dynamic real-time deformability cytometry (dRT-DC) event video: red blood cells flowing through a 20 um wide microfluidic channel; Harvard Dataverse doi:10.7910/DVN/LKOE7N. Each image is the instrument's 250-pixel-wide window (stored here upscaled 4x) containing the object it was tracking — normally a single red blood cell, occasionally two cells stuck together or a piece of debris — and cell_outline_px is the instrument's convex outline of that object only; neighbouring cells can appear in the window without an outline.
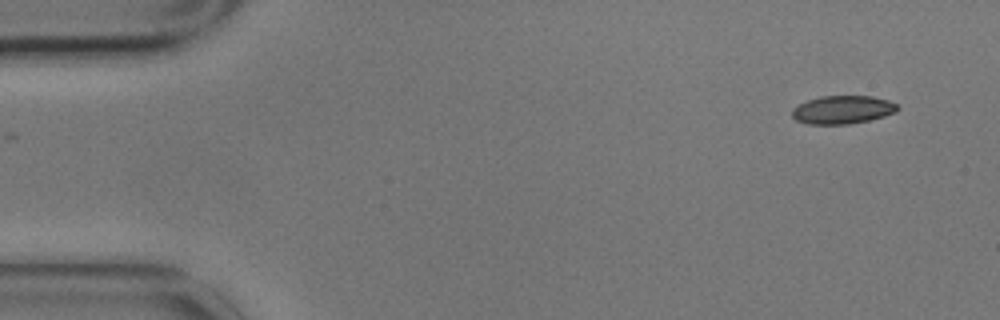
{"species": "common noctule bat (a hibernating species)", "species_latin": "Nyctalus noctula", "temperature_condition": "cold", "stored_images_in_passage": 14, "camera_frame_rate_fps": 3000, "um_per_image_px": 0.085, "animal": {"sex": "male", "body_mass_g": 17.9}, "frame": {"image": 1, "passage_image": 1, "time_ms": 0.0, "image_size_px": [1000, 320], "cell_outline_px": [[900, 108], [896, 112], [884, 116], [868, 120], [848, 124], [808, 124], [796, 120], [792, 116], [792, 108], [808, 100], [820, 96], [872, 96], [888, 100], [896, 104]], "centroid_in_image_um": [71.62, 9.32], "position_along_channel_um": 13.4, "area_um2": 17.28}}
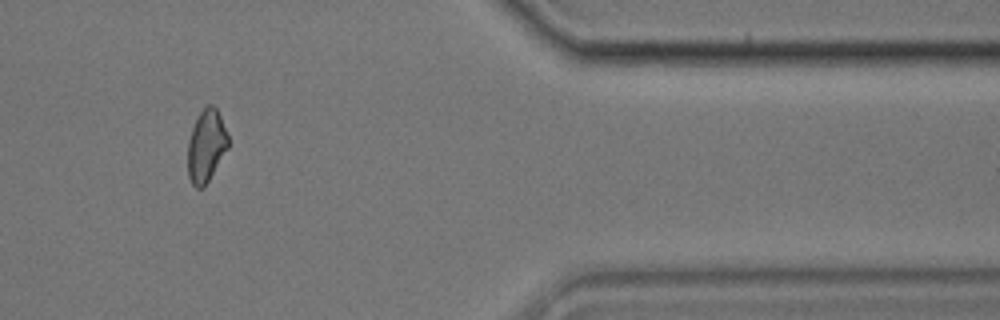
{"frame": {"image": 2, "passage_image": 12, "time_ms": 3.667, "image_size_px": [1000, 320], "cell_outline_px": [[228, 148], [204, 188], [196, 188], [192, 184], [188, 176], [188, 140], [192, 128], [200, 112], [208, 104], [212, 104], [216, 108], [228, 132]], "centroid_in_image_um": [17.53, 12.41], "position_along_channel_um": 393.9, "area_um2": 17.05}}